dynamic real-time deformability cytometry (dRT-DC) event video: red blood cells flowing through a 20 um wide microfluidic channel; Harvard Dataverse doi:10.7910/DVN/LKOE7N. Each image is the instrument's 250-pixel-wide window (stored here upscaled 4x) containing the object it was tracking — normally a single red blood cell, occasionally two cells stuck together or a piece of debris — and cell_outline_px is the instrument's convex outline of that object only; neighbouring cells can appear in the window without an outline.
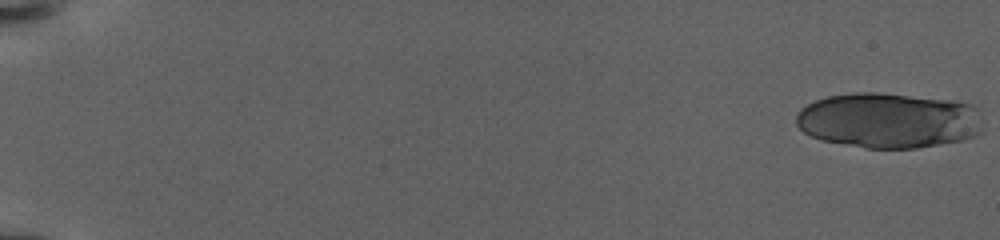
{"species": "human", "species_latin": "Homo sapiens", "temperature_condition": "warm", "stored_images_in_passage": 28, "camera_frame_rate_fps": 3000, "um_per_image_px": 0.085, "donor": {"sex": "female"}, "frame": {"image": 1, "passage_image": 1, "time_ms": 0.0, "image_size_px": [1000, 240], "cell_outline_px": [[984, 132], [976, 136], [964, 140], [916, 148], [868, 148], [820, 140], [804, 132], [796, 124], [796, 116], [800, 108], [816, 100], [828, 96], [856, 92], [876, 92], [956, 100], [972, 104], [976, 108]], "centroid_in_image_um": [75.56, 10.23], "position_along_channel_um": 9.4, "area_um2": 60.69}}
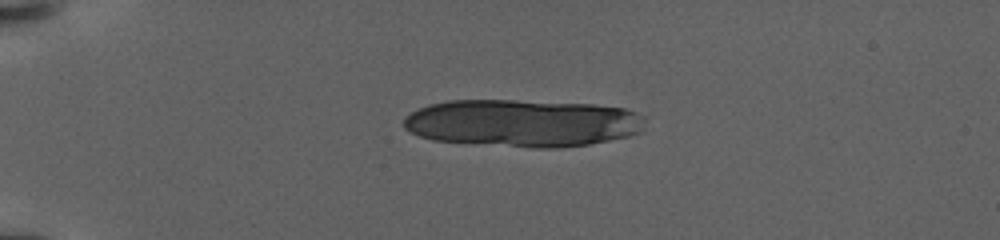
{"frame": {"image": 2, "passage_image": 19, "time_ms": 6.0, "image_size_px": [1000, 240], "cell_outline_px": [[644, 128], [640, 132], [628, 136], [588, 144], [560, 148], [536, 148], [432, 140], [420, 136], [404, 128], [404, 116], [428, 104], [452, 100], [512, 100], [592, 104], [624, 108], [636, 112], [644, 116]], "centroid_in_image_um": [44.43, 10.45], "position_along_channel_um": 40.6, "area_um2": 66.76}}